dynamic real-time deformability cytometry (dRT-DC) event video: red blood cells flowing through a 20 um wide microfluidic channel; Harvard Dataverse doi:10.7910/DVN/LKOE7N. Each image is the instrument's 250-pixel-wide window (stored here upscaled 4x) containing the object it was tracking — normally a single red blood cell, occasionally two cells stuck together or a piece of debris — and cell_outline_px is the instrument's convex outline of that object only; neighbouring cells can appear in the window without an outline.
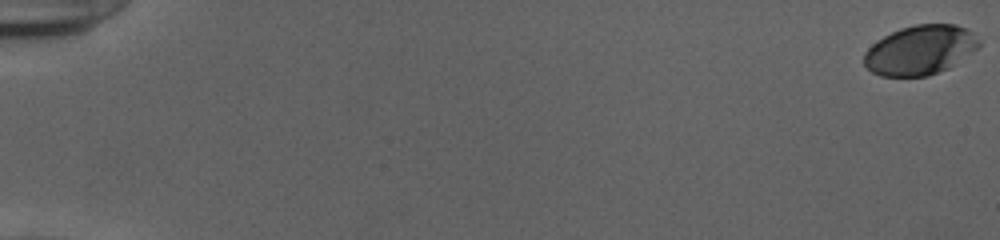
{"species": "human", "species_latin": "Homo sapiens", "temperature_condition": "cold", "stored_images_in_passage": 55, "camera_frame_rate_fps": 3000, "um_per_image_px": 0.085, "donor": {"sex": "female"}, "frame": {"image": 1, "passage_image": 1, "time_ms": 0.0, "image_size_px": [1000, 240], "cell_outline_px": [[980, 48], [948, 68], [928, 76], [880, 76], [872, 72], [864, 64], [864, 52], [876, 40], [900, 28], [912, 24], [956, 24], [972, 32], [980, 40]], "centroid_in_image_um": [78.22, 4.25], "position_along_channel_um": 6.8, "area_um2": 33.29}}
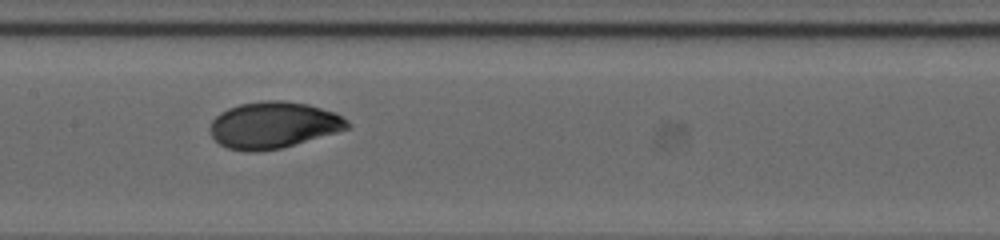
{"frame": {"image": 2, "passage_image": 30, "time_ms": 9.667, "image_size_px": [1000, 240], "cell_outline_px": [[352, 128], [280, 148], [256, 152], [244, 152], [228, 148], [220, 144], [212, 136], [208, 128], [212, 120], [220, 112], [228, 108], [240, 104], [264, 100], [284, 100], [308, 104], [336, 112], [348, 120], [352, 124]], "centroid_in_image_um": [23.26, 10.62], "position_along_channel_um": 184.1, "area_um2": 37.57}}
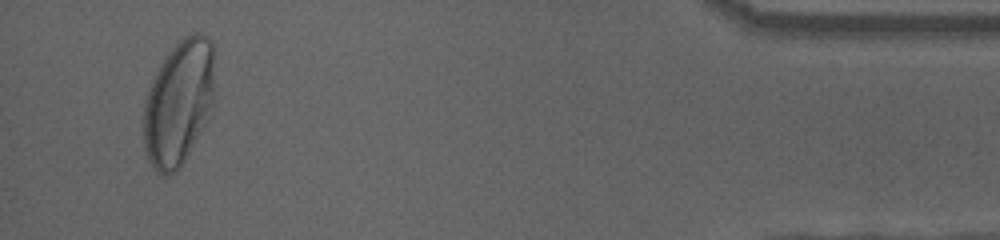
{"frame": {"image": 3, "passage_image": 53, "time_ms": 17.333, "image_size_px": [1000, 240], "cell_outline_px": [[212, 104], [204, 124], [180, 168], [176, 172], [168, 176], [164, 176], [156, 172], [148, 160], [144, 152], [144, 104], [152, 80], [164, 56], [184, 36], [192, 32], [200, 32], [208, 36], [212, 40]], "centroid_in_image_um": [15.15, 8.74], "position_along_channel_um": 420.0, "area_um2": 51.38}, "authors_computed_cell_mechanics": {"area_um2": 36.2984, "velocity_mm_per_s": 3.89, "shape_relaxation_time_tau1_ms": 3.367, "shape_relaxation_time_tau2_ms": null, "deformation_change_tau1": 0.1592, "deformation_change_tau2": null}}